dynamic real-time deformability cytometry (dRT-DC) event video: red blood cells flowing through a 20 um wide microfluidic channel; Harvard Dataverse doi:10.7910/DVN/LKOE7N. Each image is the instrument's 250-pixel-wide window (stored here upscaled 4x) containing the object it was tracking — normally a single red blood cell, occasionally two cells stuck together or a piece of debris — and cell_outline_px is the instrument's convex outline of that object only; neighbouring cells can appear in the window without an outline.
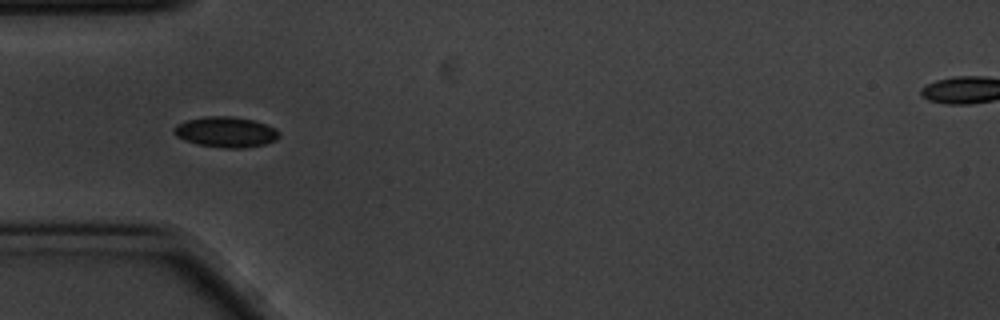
{"species": "common noctule bat (a hibernating species)", "species_latin": "Nyctalus noctula", "temperature_condition": "cold", "stored_images_in_passage": 13, "camera_frame_rate_fps": 3000, "um_per_image_px": 0.085, "animal": {"sex": "male", "body_mass_g": 20.1, "forearm_length_mm": 53.5}, "frame": {"image": 1, "passage_image": 4, "time_ms": 1.0, "image_size_px": [1000, 320], "cell_outline_px": [[280, 136], [276, 140], [264, 144], [244, 148], [224, 148], [196, 144], [184, 140], [176, 136], [172, 132], [176, 124], [188, 120], [204, 116], [232, 116], [252, 120], [276, 128], [280, 132]], "centroid_in_image_um": [19.19, 11.22], "position_along_channel_um": 65.8, "area_um2": 18.79}}